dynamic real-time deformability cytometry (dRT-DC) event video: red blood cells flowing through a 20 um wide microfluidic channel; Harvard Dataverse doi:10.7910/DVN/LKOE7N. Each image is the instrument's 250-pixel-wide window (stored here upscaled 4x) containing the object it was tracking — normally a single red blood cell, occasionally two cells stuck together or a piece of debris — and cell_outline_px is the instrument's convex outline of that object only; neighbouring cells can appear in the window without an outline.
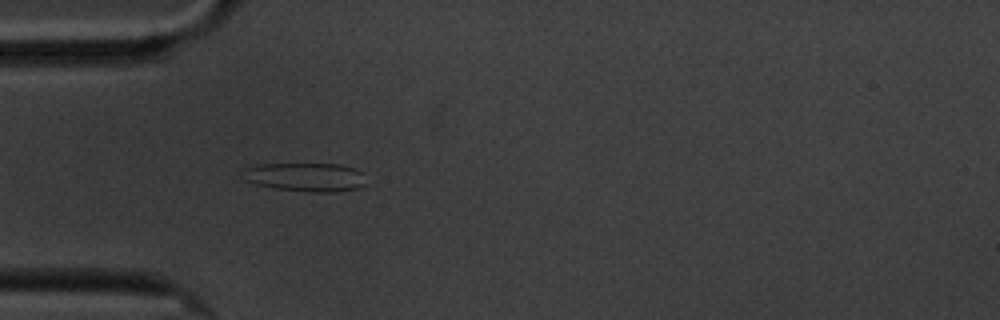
{"species": "common noctule bat (a hibernating species)", "species_latin": "Nyctalus noctula", "temperature_condition": "cold", "stored_images_in_passage": 5, "camera_frame_rate_fps": 3000, "um_per_image_px": 0.085, "animal": {"sex": "male", "body_mass_g": 20.1, "forearm_length_mm": 53.5}, "frame": {"image": 1, "passage_image": 5, "time_ms": 5.333, "image_size_px": [1000, 320], "cell_outline_px": [[364, 184], [356, 188], [336, 192], [304, 192], [276, 188], [256, 184], [248, 180], [244, 168], [256, 164], [340, 164], [356, 168], [364, 172]], "centroid_in_image_um": [26.04, 15.04], "position_along_channel_um": 59.0, "area_um2": 20.52}}